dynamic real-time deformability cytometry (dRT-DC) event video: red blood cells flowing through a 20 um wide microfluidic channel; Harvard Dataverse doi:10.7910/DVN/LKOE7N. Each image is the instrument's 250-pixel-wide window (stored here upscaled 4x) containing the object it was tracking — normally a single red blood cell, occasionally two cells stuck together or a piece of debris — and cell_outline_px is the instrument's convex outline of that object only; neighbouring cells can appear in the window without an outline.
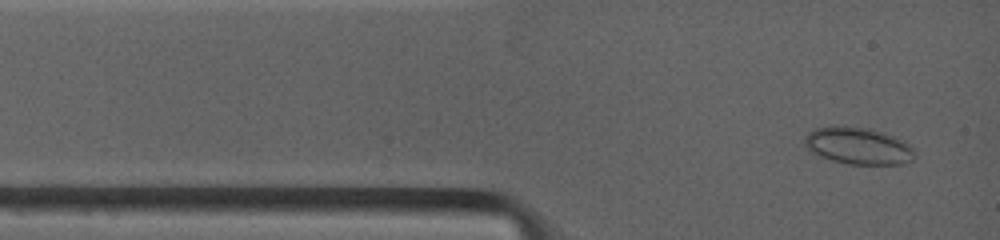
{"species": "common noctule bat (a hibernating species)", "species_latin": "Nyctalus noctula", "temperature_condition": "warm", "stored_images_in_passage": 4, "camera_frame_rate_fps": 4500, "um_per_image_px": 0.085, "animal": {"sex": "female", "body_mass_g": 19.0, "forearm_length_mm": 53.3}, "frame": {"image": 1, "passage_image": 1, "time_ms": 0.0, "image_size_px": [1000, 240], "cell_outline_px": [[916, 156], [912, 160], [904, 164], [848, 164], [832, 160], [808, 152], [804, 144], [804, 136], [808, 132], [816, 128], [844, 124], [868, 128], [904, 140], [912, 148]], "centroid_in_image_um": [72.9, 12.39], "position_along_channel_um": 12.1, "area_um2": 24.04}}